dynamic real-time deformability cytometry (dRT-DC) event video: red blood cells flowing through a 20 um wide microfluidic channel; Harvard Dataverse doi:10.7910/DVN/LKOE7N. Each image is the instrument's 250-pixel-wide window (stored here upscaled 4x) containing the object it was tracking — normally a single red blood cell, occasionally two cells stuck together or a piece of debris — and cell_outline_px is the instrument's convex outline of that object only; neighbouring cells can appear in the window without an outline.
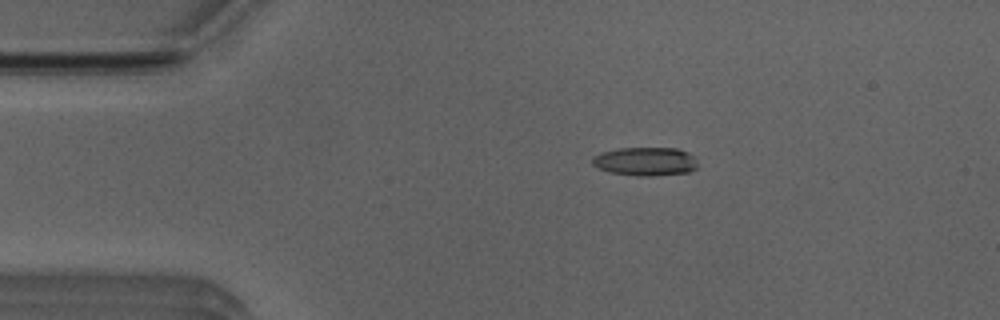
{"species": "Egyptian fruit bat (a non-hibernating species)", "species_latin": "Rousettus aegyptiacus", "temperature_condition": "room temperature", "stored_images_in_passage": 51, "camera_frame_rate_fps": 3000, "um_per_image_px": 0.085, "animal": {"sex": "male"}, "frame": {"image": 1, "passage_image": 9, "time_ms": 2.667, "image_size_px": [1000, 320], "cell_outline_px": [[696, 168], [688, 172], [652, 176], [636, 176], [608, 172], [596, 168], [592, 164], [592, 156], [600, 152], [620, 148], [676, 148], [688, 152], [696, 156]], "centroid_in_image_um": [54.83, 13.72], "position_along_channel_um": 30.2, "area_um2": 17.8}}
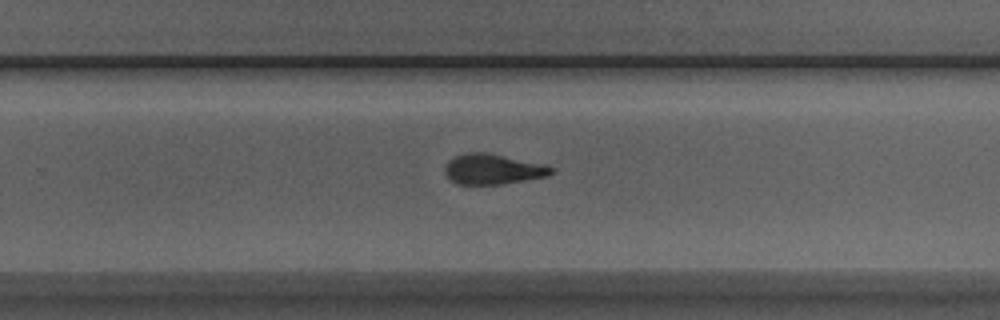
{"frame": {"image": 2, "passage_image": 32, "time_ms": 10.333, "image_size_px": [1000, 320], "cell_outline_px": [[552, 172], [548, 176], [500, 184], [456, 184], [444, 172], [444, 168], [448, 160], [456, 156], [468, 152], [484, 152], [544, 164], [552, 168]], "centroid_in_image_um": [41.85, 14.38], "position_along_channel_um": 287.9, "area_um2": 18.5}}
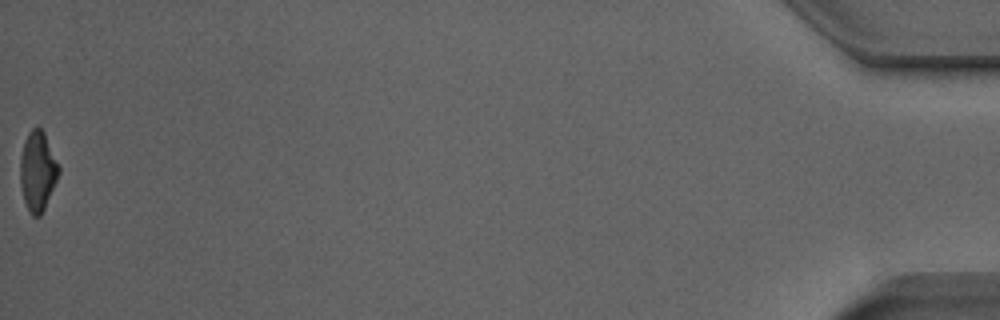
{"frame": {"image": 3, "passage_image": 51, "time_ms": 16.667, "image_size_px": [1000, 320], "cell_outline_px": [[60, 172], [44, 208], [40, 216], [32, 216], [24, 200], [20, 184], [20, 156], [24, 140], [28, 132], [36, 124], [44, 132], [60, 168]], "centroid_in_image_um": [3.18, 14.5], "position_along_channel_um": 432.0, "area_um2": 17.8}, "authors_computed_cell_mechanics": {"area_um2": 18.5538, "velocity_mm_per_s": 3.9905, "shape_relaxation_time_tau1_ms": 4.5, "shape_relaxation_time_tau2_ms": 1.9421, "deformation_change_tau1": 0.1729, "deformation_change_tau2": 0.1048}}